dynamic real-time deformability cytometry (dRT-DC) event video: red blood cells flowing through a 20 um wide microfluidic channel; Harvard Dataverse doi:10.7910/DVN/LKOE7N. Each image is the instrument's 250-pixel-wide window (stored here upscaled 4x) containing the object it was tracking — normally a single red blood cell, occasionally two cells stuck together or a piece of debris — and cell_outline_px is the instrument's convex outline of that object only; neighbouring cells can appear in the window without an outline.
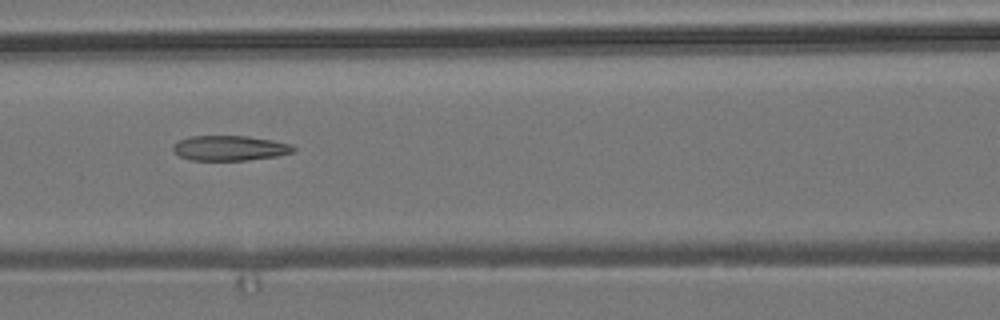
{"species": "common noctule bat (a hibernating species)", "species_latin": "Nyctalus noctula", "temperature_condition": "room temperature", "stored_images_in_passage": 8, "segment_of_instrument_passage": [1, 2], "camera_frame_rate_fps": 3000, "um_per_image_px": 0.085, "animal": {"sex": "male", "body_mass_g": 19.2, "forearm_length_mm": 51.8}, "frame": {"image": 1, "passage_image": 5, "time_ms": 1.333, "image_size_px": [1000, 320], "cell_outline_px": [[296, 152], [276, 156], [248, 160], [192, 160], [180, 156], [172, 148], [172, 144], [180, 140], [192, 136], [248, 136], [272, 140], [288, 144], [296, 148]], "centroid_in_image_um": [19.54, 12.59], "position_along_channel_um": 147.1, "area_um2": 17.46}}
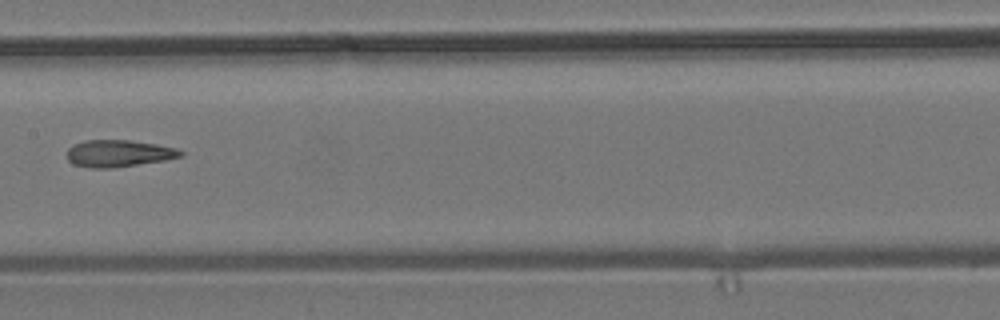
{"frame": {"image": 2, "passage_image": 6, "time_ms": 1.667, "image_size_px": [1000, 320], "cell_outline_px": [[184, 156], [164, 160], [112, 168], [88, 168], [72, 164], [68, 160], [68, 148], [72, 144], [84, 140], [128, 140], [156, 144], [176, 148], [184, 152]], "centroid_in_image_um": [10.06, 13.04], "position_along_channel_um": 197.3, "area_um2": 17.92}}
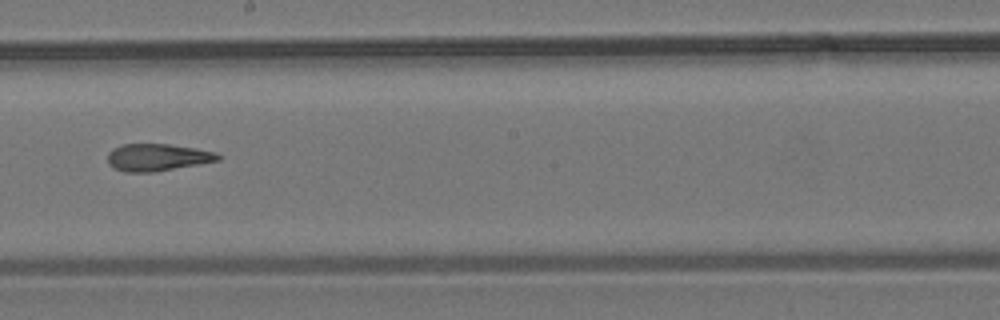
{"frame": {"image": 3, "passage_image": 7, "time_ms": 2.0, "image_size_px": [1000, 320], "cell_outline_px": [[220, 160], [200, 164], [152, 172], [124, 172], [108, 164], [108, 152], [112, 148], [124, 144], [168, 144], [196, 148], [216, 152], [220, 156]], "centroid_in_image_um": [13.37, 13.37], "position_along_channel_um": 234.8, "area_um2": 17.46}}